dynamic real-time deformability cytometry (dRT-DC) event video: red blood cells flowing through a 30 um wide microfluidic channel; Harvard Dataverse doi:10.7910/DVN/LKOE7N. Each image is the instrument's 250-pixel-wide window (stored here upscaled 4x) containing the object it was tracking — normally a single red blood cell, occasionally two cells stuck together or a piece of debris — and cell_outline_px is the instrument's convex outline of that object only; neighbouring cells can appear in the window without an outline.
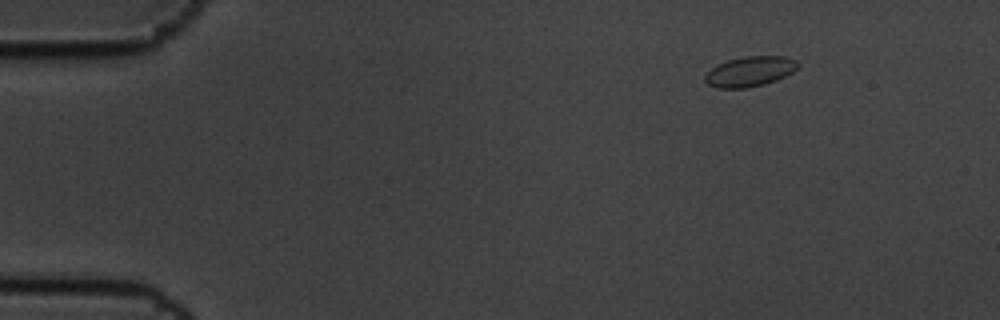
{"species": "common noctule bat (a hibernating species)", "species_latin": "Nyctalus noctula", "temperature_condition": "cold", "stored_images_in_passage": 4, "camera_frame_rate_fps": 3000, "um_per_image_px": 0.085, "animal": {"sex": "male", "body_mass_g": 19.5, "forearm_length_mm": 54.6}, "frame": {"image": 1, "passage_image": 1, "time_ms": 0.0, "image_size_px": [1000, 320], "cell_outline_px": [[800, 64], [792, 72], [776, 80], [764, 84], [744, 88], [716, 88], [708, 84], [704, 80], [704, 76], [712, 68], [728, 60], [744, 56], [784, 56], [796, 60]], "centroid_in_image_um": [63.74, 6.07], "position_along_channel_um": 21.3, "area_um2": 16.13}}
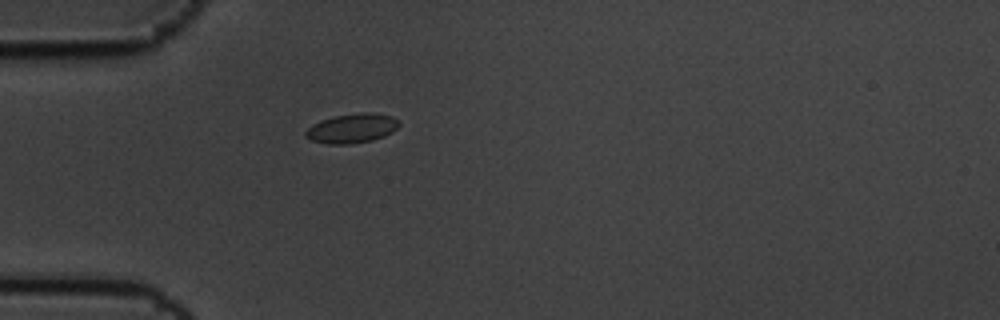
{"frame": {"image": 2, "passage_image": 4, "time_ms": 1.0, "image_size_px": [1000, 320], "cell_outline_px": [[400, 124], [392, 132], [384, 136], [372, 140], [348, 144], [328, 144], [312, 140], [304, 136], [304, 132], [312, 124], [320, 120], [332, 116], [360, 112], [372, 112], [392, 116]], "centroid_in_image_um": [29.88, 10.89], "position_along_channel_um": 55.1, "area_um2": 16.07}}